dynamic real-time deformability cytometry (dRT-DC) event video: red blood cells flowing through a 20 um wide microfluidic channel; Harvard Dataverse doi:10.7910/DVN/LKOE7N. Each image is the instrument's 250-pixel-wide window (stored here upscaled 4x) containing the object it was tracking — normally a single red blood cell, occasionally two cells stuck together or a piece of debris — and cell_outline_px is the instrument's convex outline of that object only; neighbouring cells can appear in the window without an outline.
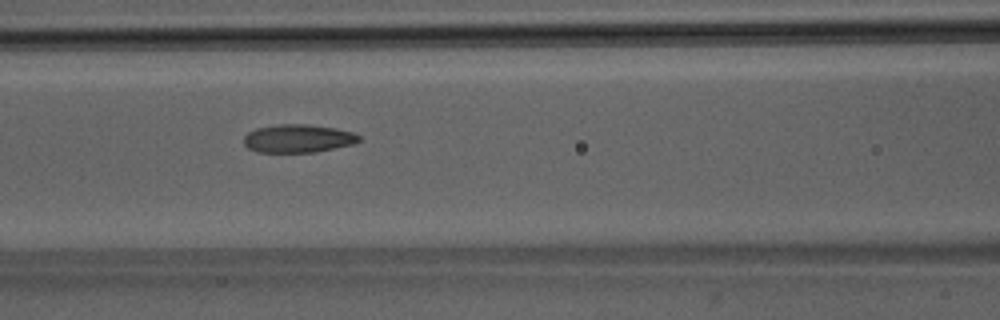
{"species": "Egyptian fruit bat (a non-hibernating species)", "species_latin": "Rousettus aegyptiacus", "temperature_condition": "room temperature", "stored_images_in_passage": 43, "camera_frame_rate_fps": 3000, "um_per_image_px": 0.085, "animal": {"sex": "male"}, "frame": {"image": 1, "passage_image": 15, "time_ms": 4.667, "image_size_px": [1000, 320], "cell_outline_px": [[360, 140], [352, 144], [316, 152], [256, 152], [248, 148], [244, 144], [244, 136], [248, 132], [256, 128], [276, 124], [304, 124], [336, 128], [352, 132], [360, 136]], "centroid_in_image_um": [25.3, 11.77], "position_along_channel_um": 141.3, "area_um2": 18.9}}
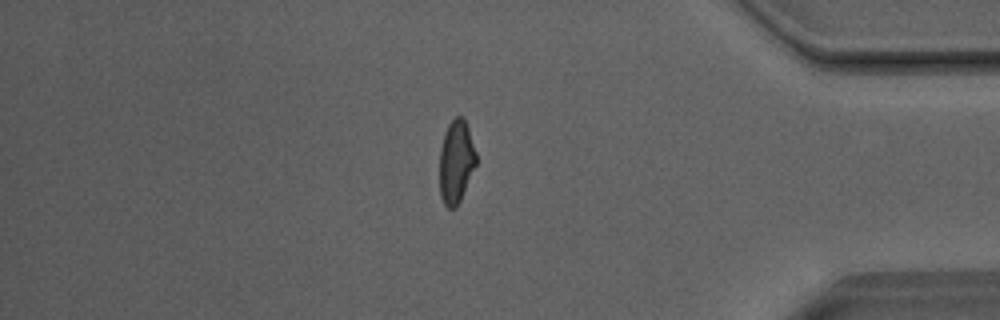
{"frame": {"image": 2, "passage_image": 36, "time_ms": 11.667, "image_size_px": [1000, 320], "cell_outline_px": [[476, 164], [460, 200], [456, 208], [448, 208], [444, 204], [440, 196], [440, 148], [444, 132], [448, 124], [456, 116], [464, 116], [476, 152]], "centroid_in_image_um": [38.76, 13.72], "position_along_channel_um": 396.4, "area_um2": 17.69}}
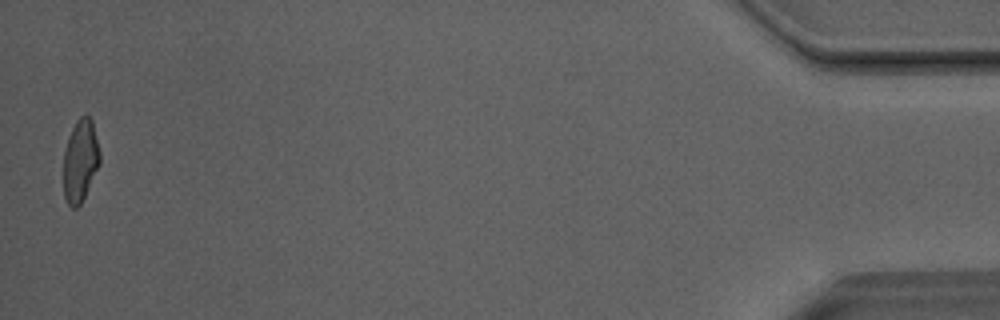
{"frame": {"image": 3, "passage_image": 43, "time_ms": 14.0, "image_size_px": [1000, 320], "cell_outline_px": [[100, 164], [80, 204], [76, 208], [72, 208], [68, 204], [64, 196], [64, 152], [72, 128], [76, 120], [80, 116], [88, 116], [92, 120], [100, 152]], "centroid_in_image_um": [6.83, 13.65], "position_along_channel_um": 428.4, "area_um2": 17.22}, "authors_computed_cell_mechanics": {"area_um2": 18.6694, "velocity_mm_per_s": 4.0713, "shape_relaxation_time_tau1_ms": 8.9446, "shape_relaxation_time_tau2_ms": 1.6101, "deformation_change_tau1": 0.2428, "deformation_change_tau2": 0.0955}}